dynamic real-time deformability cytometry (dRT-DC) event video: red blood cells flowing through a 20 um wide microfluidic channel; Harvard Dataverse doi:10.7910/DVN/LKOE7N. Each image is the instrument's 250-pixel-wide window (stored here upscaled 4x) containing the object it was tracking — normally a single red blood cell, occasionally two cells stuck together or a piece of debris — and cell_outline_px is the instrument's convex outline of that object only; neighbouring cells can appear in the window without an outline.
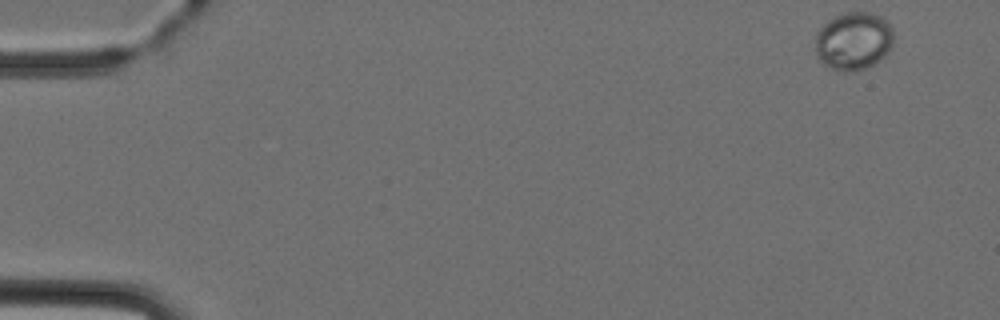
{"species": "Egyptian fruit bat (a non-hibernating species)", "species_latin": "Rousettus aegyptiacus", "temperature_condition": "cold", "stored_images_in_passage": 4, "camera_frame_rate_fps": 3000, "um_per_image_px": 0.085, "animal": {"sex": "female"}, "frame": {"image": 1, "passage_image": 1, "time_ms": 0.0, "image_size_px": [1000, 320], "cell_outline_px": [[892, 48], [880, 60], [864, 68], [848, 72], [844, 72], [832, 68], [824, 64], [816, 56], [816, 32], [828, 20], [844, 12], [868, 12], [880, 16], [888, 20], [892, 28]], "centroid_in_image_um": [72.55, 3.47], "position_along_channel_um": 12.4, "area_um2": 26.47}}